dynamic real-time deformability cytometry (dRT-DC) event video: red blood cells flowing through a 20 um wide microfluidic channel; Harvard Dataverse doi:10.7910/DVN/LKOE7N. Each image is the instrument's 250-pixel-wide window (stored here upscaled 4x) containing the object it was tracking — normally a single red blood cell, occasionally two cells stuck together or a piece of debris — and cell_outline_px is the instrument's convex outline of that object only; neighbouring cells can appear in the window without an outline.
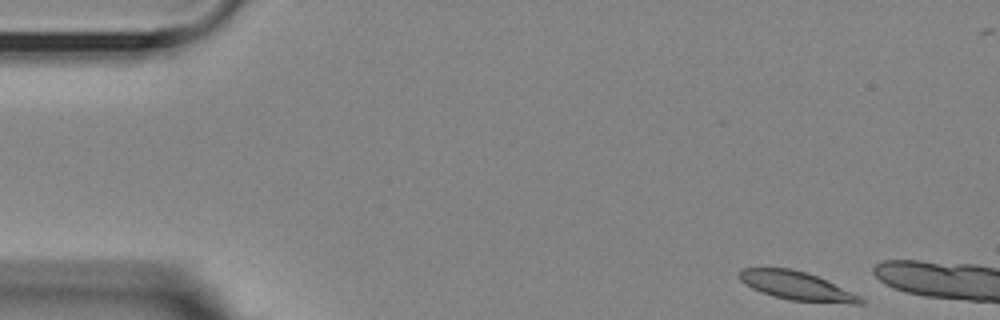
{"species": "Egyptian fruit bat (a non-hibernating species)", "species_latin": "Rousettus aegyptiacus", "temperature_condition": "room temperature", "stored_images_in_passage": 5, "camera_frame_rate_fps": 3000, "um_per_image_px": 0.085, "animal": {"sex": "female"}, "frame": {"image": 1, "passage_image": 1, "time_ms": 0.0, "image_size_px": [1000, 320], "cell_outline_px": [[864, 304], [848, 304], [788, 300], [772, 296], [760, 292], [744, 284], [736, 276], [740, 268], [788, 268], [804, 272], [816, 276], [860, 296], [864, 300]], "centroid_in_image_um": [67.66, 24.31], "position_along_channel_um": 17.3, "area_um2": 20.17}}